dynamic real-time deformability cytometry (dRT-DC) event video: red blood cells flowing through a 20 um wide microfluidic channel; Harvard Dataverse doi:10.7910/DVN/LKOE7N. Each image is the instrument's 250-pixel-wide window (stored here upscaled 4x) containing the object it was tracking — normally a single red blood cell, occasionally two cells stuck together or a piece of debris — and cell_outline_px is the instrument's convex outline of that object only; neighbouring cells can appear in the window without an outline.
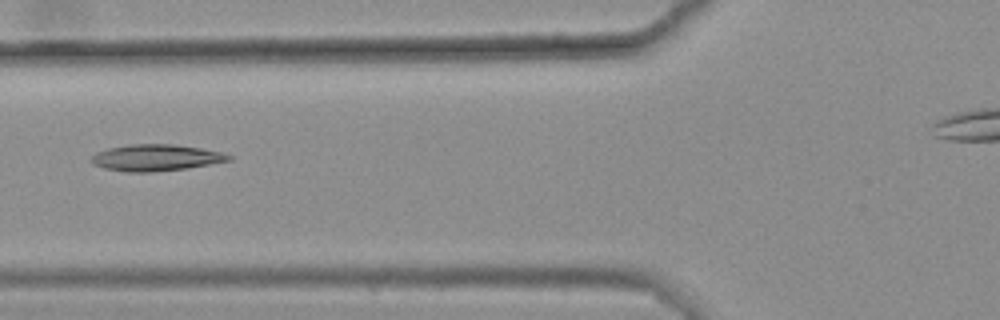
{"species": "common noctule bat (a hibernating species)", "species_latin": "Nyctalus noctula", "temperature_condition": "warm", "stored_images_in_passage": 4, "camera_frame_rate_fps": 3000, "um_per_image_px": 0.085, "animal": {"sex": "female", "body_mass_g": 25.1}, "frame": {"image": 1, "passage_image": 3, "time_ms": 0.667, "image_size_px": [1000, 320], "cell_outline_px": [[232, 160], [188, 168], [152, 172], [128, 172], [104, 168], [92, 164], [88, 160], [96, 152], [108, 148], [128, 144], [172, 144], [200, 148], [224, 152], [232, 156]], "centroid_in_image_um": [13.24, 13.4], "position_along_channel_um": 112.6, "area_um2": 21.39}}
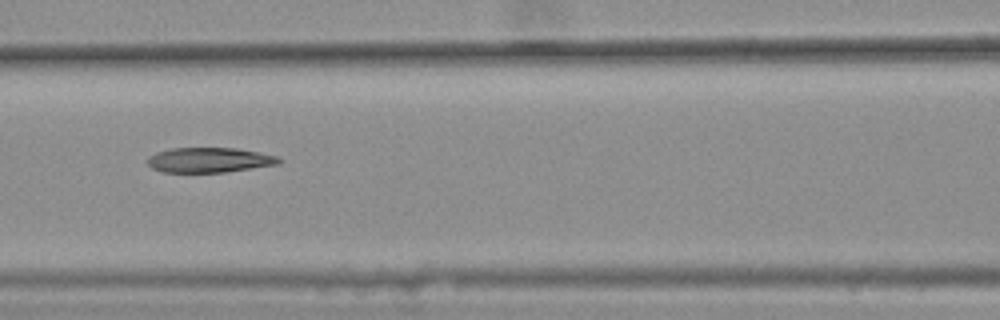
{"frame": {"image": 2, "passage_image": 4, "time_ms": 1.0, "image_size_px": [1000, 320], "cell_outline_px": [[284, 160], [280, 164], [224, 172], [164, 172], [152, 168], [148, 164], [148, 156], [156, 152], [172, 148], [236, 148], [276, 156]], "centroid_in_image_um": [17.79, 13.6], "position_along_channel_um": 148.8, "area_um2": 19.02}}